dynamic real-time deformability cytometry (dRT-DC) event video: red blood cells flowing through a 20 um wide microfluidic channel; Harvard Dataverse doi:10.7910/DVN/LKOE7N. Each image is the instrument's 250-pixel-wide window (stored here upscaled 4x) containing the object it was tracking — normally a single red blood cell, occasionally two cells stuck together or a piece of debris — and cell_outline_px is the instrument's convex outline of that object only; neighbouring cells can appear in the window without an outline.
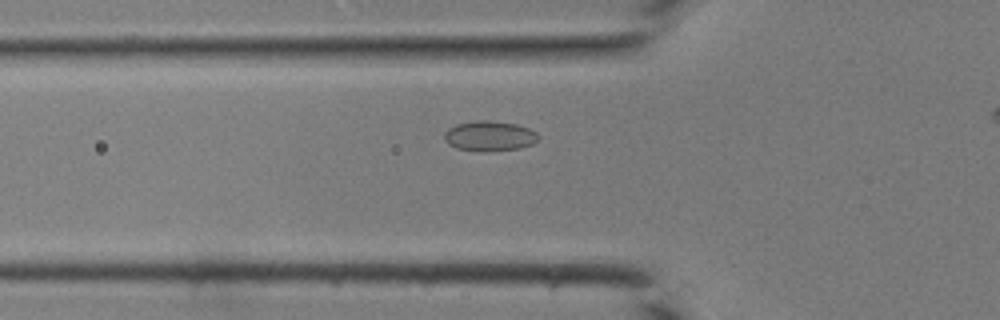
{"species": "common noctule bat (a hibernating species)", "species_latin": "Nyctalus noctula", "temperature_condition": "room temperature", "stored_images_in_passage": 32, "camera_frame_rate_fps": 3000, "um_per_image_px": 0.085, "animal": {"sex": "male", "body_mass_g": 19.0, "forearm_length_mm": 50.8}, "frame": {"image": 1, "passage_image": 9, "time_ms": 2.667, "image_size_px": [1000, 320], "cell_outline_px": [[540, 136], [532, 144], [520, 148], [488, 152], [484, 152], [456, 148], [448, 144], [444, 140], [444, 132], [448, 128], [456, 124], [476, 120], [488, 120], [516, 124], [528, 128], [536, 132]], "centroid_in_image_um": [41.58, 11.56], "position_along_channel_um": 84.2, "area_um2": 16.65}}
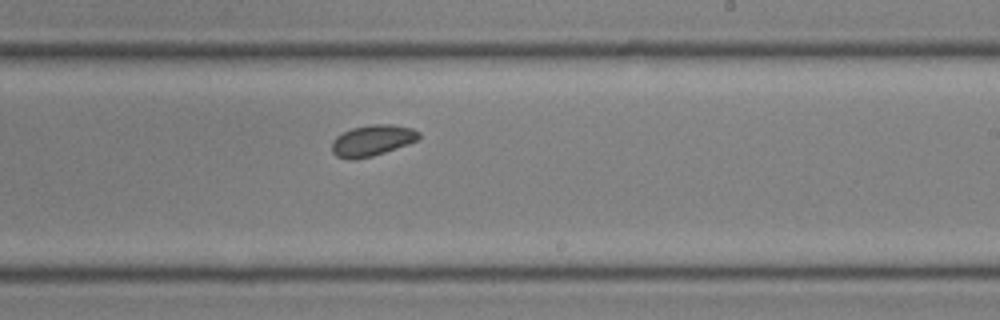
{"frame": {"image": 2, "passage_image": 20, "time_ms": 6.333, "image_size_px": [1000, 320], "cell_outline_px": [[420, 136], [416, 140], [408, 144], [372, 156], [356, 160], [348, 160], [336, 156], [332, 152], [332, 140], [336, 136], [352, 128], [372, 124], [392, 124], [412, 128], [420, 132]], "centroid_in_image_um": [31.62, 11.94], "position_along_channel_um": 257.4, "area_um2": 15.78}}
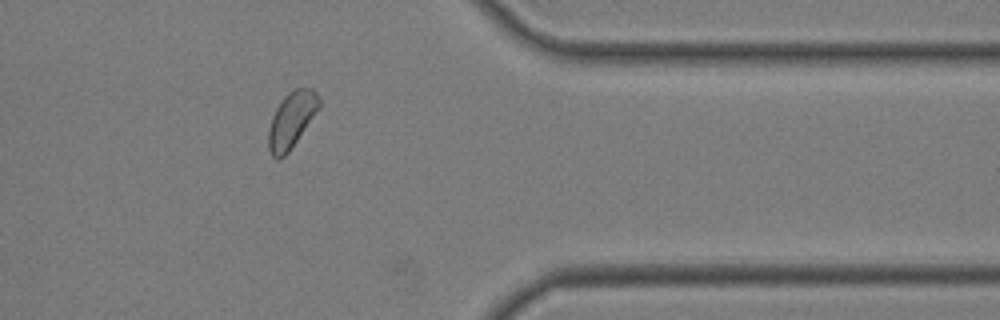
{"frame": {"image": 3, "passage_image": 29, "time_ms": 9.333, "image_size_px": [1000, 320], "cell_outline_px": [[320, 108], [288, 152], [280, 160], [276, 160], [272, 156], [268, 148], [268, 128], [272, 116], [276, 108], [284, 96], [288, 92], [296, 88], [312, 88], [316, 92], [320, 100]], "centroid_in_image_um": [24.77, 10.2], "position_along_channel_um": 386.6, "area_um2": 16.53}}